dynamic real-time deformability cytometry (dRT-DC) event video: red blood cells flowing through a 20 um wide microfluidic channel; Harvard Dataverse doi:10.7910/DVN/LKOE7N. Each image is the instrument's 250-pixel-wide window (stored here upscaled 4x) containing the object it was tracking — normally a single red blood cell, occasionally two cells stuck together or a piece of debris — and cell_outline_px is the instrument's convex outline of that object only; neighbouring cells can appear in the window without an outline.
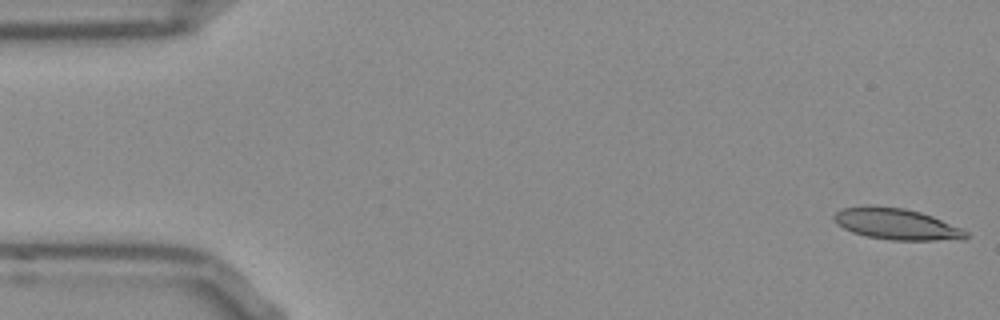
{"species": "Egyptian fruit bat (a non-hibernating species)", "species_latin": "Rousettus aegyptiacus", "temperature_condition": "room temperature", "stored_images_in_passage": 52, "camera_frame_rate_fps": 3000, "um_per_image_px": 0.085, "frame": {"image": 1, "passage_image": 1, "time_ms": 0.0, "image_size_px": [1000, 320], "cell_outline_px": [[972, 236], [964, 240], [892, 240], [868, 236], [852, 232], [836, 224], [832, 220], [832, 216], [840, 208], [868, 204], [872, 204], [904, 208], [920, 212], [932, 216], [960, 228], [968, 232]], "centroid_in_image_um": [76.17, 19.03], "position_along_channel_um": 8.8, "area_um2": 24.45}}
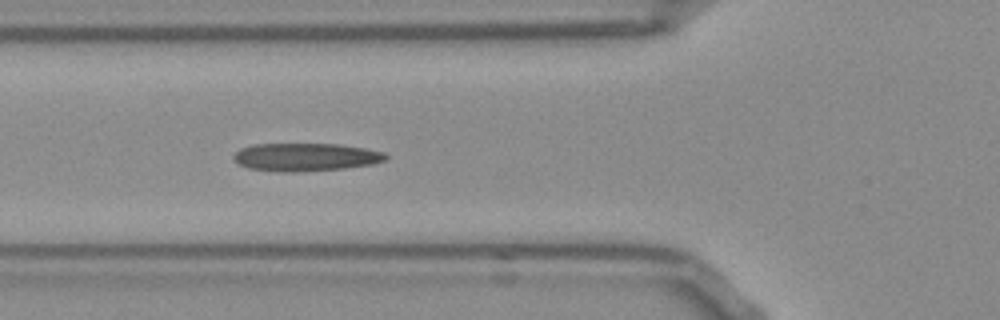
{"frame": {"image": 2, "passage_image": 18, "time_ms": 5.667, "image_size_px": [1000, 320], "cell_outline_px": [[388, 156], [384, 160], [372, 164], [344, 168], [292, 172], [280, 172], [248, 168], [240, 164], [232, 156], [240, 148], [252, 144], [340, 144], [364, 148], [384, 152]], "centroid_in_image_um": [25.96, 13.34], "position_along_channel_um": 99.8, "area_um2": 24.68}}
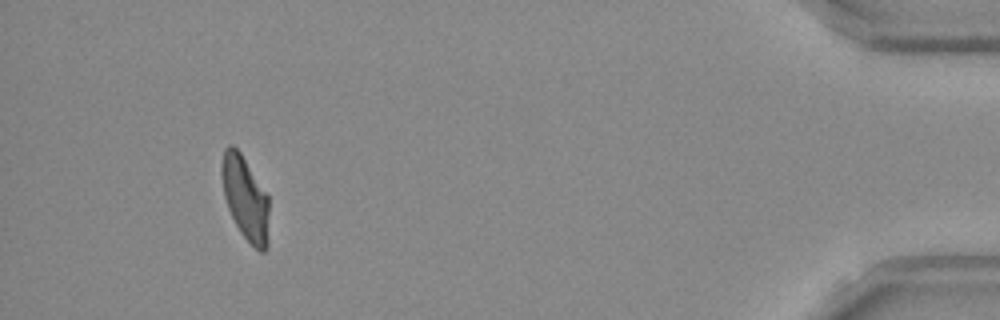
{"frame": {"image": 3, "passage_image": 48, "time_ms": 15.667, "image_size_px": [1000, 320], "cell_outline_px": [[268, 248], [264, 252], [260, 252], [240, 232], [228, 208], [224, 196], [220, 172], [220, 168], [224, 148], [228, 144], [232, 144], [240, 152], [268, 196]], "centroid_in_image_um": [20.83, 16.83], "position_along_channel_um": 414.4, "area_um2": 23.0}, "authors_computed_cell_mechanics": {"area_um2": 24.0737, "velocity_mm_per_s": 3.8546, "shape_relaxation_time_tau1_ms": 5.9915, "shape_relaxation_time_tau2_ms": 2.007, "deformation_change_tau1": 0.2182, "deformation_change_tau2": 0.1207}}